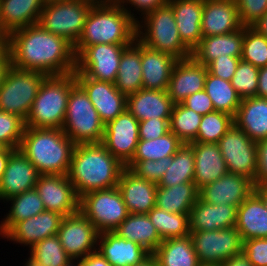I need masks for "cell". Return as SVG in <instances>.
Listing matches in <instances>:
<instances>
[{"label":"cell","mask_w":267,"mask_h":266,"mask_svg":"<svg viewBox=\"0 0 267 266\" xmlns=\"http://www.w3.org/2000/svg\"><path fill=\"white\" fill-rule=\"evenodd\" d=\"M6 49L12 66L18 69L43 72L47 76L75 71L74 46L38 23L12 31L7 36Z\"/></svg>","instance_id":"obj_1"},{"label":"cell","mask_w":267,"mask_h":266,"mask_svg":"<svg viewBox=\"0 0 267 266\" xmlns=\"http://www.w3.org/2000/svg\"><path fill=\"white\" fill-rule=\"evenodd\" d=\"M126 167L102 143L76 144L68 177L77 196L117 187Z\"/></svg>","instance_id":"obj_2"},{"label":"cell","mask_w":267,"mask_h":266,"mask_svg":"<svg viewBox=\"0 0 267 266\" xmlns=\"http://www.w3.org/2000/svg\"><path fill=\"white\" fill-rule=\"evenodd\" d=\"M75 145L62 129L25 127L19 150L40 174L67 175Z\"/></svg>","instance_id":"obj_3"},{"label":"cell","mask_w":267,"mask_h":266,"mask_svg":"<svg viewBox=\"0 0 267 266\" xmlns=\"http://www.w3.org/2000/svg\"><path fill=\"white\" fill-rule=\"evenodd\" d=\"M135 39L136 22L117 2L92 6L74 52L77 56L87 46L131 44Z\"/></svg>","instance_id":"obj_4"},{"label":"cell","mask_w":267,"mask_h":266,"mask_svg":"<svg viewBox=\"0 0 267 266\" xmlns=\"http://www.w3.org/2000/svg\"><path fill=\"white\" fill-rule=\"evenodd\" d=\"M77 83L74 72L66 75L47 76L34 99L26 127L62 129L68 97Z\"/></svg>","instance_id":"obj_5"},{"label":"cell","mask_w":267,"mask_h":266,"mask_svg":"<svg viewBox=\"0 0 267 266\" xmlns=\"http://www.w3.org/2000/svg\"><path fill=\"white\" fill-rule=\"evenodd\" d=\"M136 38L145 46L168 53L178 60L191 57L192 51L182 42L169 3L146 14L136 23Z\"/></svg>","instance_id":"obj_6"},{"label":"cell","mask_w":267,"mask_h":266,"mask_svg":"<svg viewBox=\"0 0 267 266\" xmlns=\"http://www.w3.org/2000/svg\"><path fill=\"white\" fill-rule=\"evenodd\" d=\"M105 124L84 89L76 83L70 91L62 130L75 144L102 143Z\"/></svg>","instance_id":"obj_7"},{"label":"cell","mask_w":267,"mask_h":266,"mask_svg":"<svg viewBox=\"0 0 267 266\" xmlns=\"http://www.w3.org/2000/svg\"><path fill=\"white\" fill-rule=\"evenodd\" d=\"M46 77L43 72L11 65L0 86V110L20 116L25 121Z\"/></svg>","instance_id":"obj_8"},{"label":"cell","mask_w":267,"mask_h":266,"mask_svg":"<svg viewBox=\"0 0 267 266\" xmlns=\"http://www.w3.org/2000/svg\"><path fill=\"white\" fill-rule=\"evenodd\" d=\"M91 8V4L79 0H46L38 24L75 46Z\"/></svg>","instance_id":"obj_9"},{"label":"cell","mask_w":267,"mask_h":266,"mask_svg":"<svg viewBox=\"0 0 267 266\" xmlns=\"http://www.w3.org/2000/svg\"><path fill=\"white\" fill-rule=\"evenodd\" d=\"M79 210L99 233L114 231L129 215L118 187L84 194L80 197Z\"/></svg>","instance_id":"obj_10"},{"label":"cell","mask_w":267,"mask_h":266,"mask_svg":"<svg viewBox=\"0 0 267 266\" xmlns=\"http://www.w3.org/2000/svg\"><path fill=\"white\" fill-rule=\"evenodd\" d=\"M200 264L221 265L243 252V240L235 226L214 231H190Z\"/></svg>","instance_id":"obj_11"},{"label":"cell","mask_w":267,"mask_h":266,"mask_svg":"<svg viewBox=\"0 0 267 266\" xmlns=\"http://www.w3.org/2000/svg\"><path fill=\"white\" fill-rule=\"evenodd\" d=\"M229 173L244 176L253 183L257 170V144L235 124L218 142Z\"/></svg>","instance_id":"obj_12"},{"label":"cell","mask_w":267,"mask_h":266,"mask_svg":"<svg viewBox=\"0 0 267 266\" xmlns=\"http://www.w3.org/2000/svg\"><path fill=\"white\" fill-rule=\"evenodd\" d=\"M130 44H94L76 56L74 74L115 83L122 52Z\"/></svg>","instance_id":"obj_13"},{"label":"cell","mask_w":267,"mask_h":266,"mask_svg":"<svg viewBox=\"0 0 267 266\" xmlns=\"http://www.w3.org/2000/svg\"><path fill=\"white\" fill-rule=\"evenodd\" d=\"M57 235L71 259L82 260L97 251L99 232L80 210L62 219Z\"/></svg>","instance_id":"obj_14"},{"label":"cell","mask_w":267,"mask_h":266,"mask_svg":"<svg viewBox=\"0 0 267 266\" xmlns=\"http://www.w3.org/2000/svg\"><path fill=\"white\" fill-rule=\"evenodd\" d=\"M139 142V121L126 109L104 127L102 144L126 166L133 158Z\"/></svg>","instance_id":"obj_15"},{"label":"cell","mask_w":267,"mask_h":266,"mask_svg":"<svg viewBox=\"0 0 267 266\" xmlns=\"http://www.w3.org/2000/svg\"><path fill=\"white\" fill-rule=\"evenodd\" d=\"M35 189L46 211L69 216L79 211L80 198L68 175L40 174Z\"/></svg>","instance_id":"obj_16"},{"label":"cell","mask_w":267,"mask_h":266,"mask_svg":"<svg viewBox=\"0 0 267 266\" xmlns=\"http://www.w3.org/2000/svg\"><path fill=\"white\" fill-rule=\"evenodd\" d=\"M75 77L104 124L126 110L127 97L116 89L115 83L88 78L84 74H75Z\"/></svg>","instance_id":"obj_17"},{"label":"cell","mask_w":267,"mask_h":266,"mask_svg":"<svg viewBox=\"0 0 267 266\" xmlns=\"http://www.w3.org/2000/svg\"><path fill=\"white\" fill-rule=\"evenodd\" d=\"M39 176L36 167L21 150L15 149L0 180V202L35 188Z\"/></svg>","instance_id":"obj_18"},{"label":"cell","mask_w":267,"mask_h":266,"mask_svg":"<svg viewBox=\"0 0 267 266\" xmlns=\"http://www.w3.org/2000/svg\"><path fill=\"white\" fill-rule=\"evenodd\" d=\"M63 218L56 212L44 211L16 223L2 239L31 248L35 243L57 235Z\"/></svg>","instance_id":"obj_19"},{"label":"cell","mask_w":267,"mask_h":266,"mask_svg":"<svg viewBox=\"0 0 267 266\" xmlns=\"http://www.w3.org/2000/svg\"><path fill=\"white\" fill-rule=\"evenodd\" d=\"M253 191L254 185L250 179L227 172L220 179L199 189V198L211 205L238 207Z\"/></svg>","instance_id":"obj_20"},{"label":"cell","mask_w":267,"mask_h":266,"mask_svg":"<svg viewBox=\"0 0 267 266\" xmlns=\"http://www.w3.org/2000/svg\"><path fill=\"white\" fill-rule=\"evenodd\" d=\"M242 26L235 0H204L202 37L232 33Z\"/></svg>","instance_id":"obj_21"},{"label":"cell","mask_w":267,"mask_h":266,"mask_svg":"<svg viewBox=\"0 0 267 266\" xmlns=\"http://www.w3.org/2000/svg\"><path fill=\"white\" fill-rule=\"evenodd\" d=\"M207 67L192 57L178 60L172 70L167 89L171 100L181 103L188 96L204 90Z\"/></svg>","instance_id":"obj_22"},{"label":"cell","mask_w":267,"mask_h":266,"mask_svg":"<svg viewBox=\"0 0 267 266\" xmlns=\"http://www.w3.org/2000/svg\"><path fill=\"white\" fill-rule=\"evenodd\" d=\"M97 251L112 266H135L150 255L140 244L121 238L114 231L99 233Z\"/></svg>","instance_id":"obj_23"},{"label":"cell","mask_w":267,"mask_h":266,"mask_svg":"<svg viewBox=\"0 0 267 266\" xmlns=\"http://www.w3.org/2000/svg\"><path fill=\"white\" fill-rule=\"evenodd\" d=\"M129 213L147 214L156 204L157 184L137 177L125 168L117 185Z\"/></svg>","instance_id":"obj_24"},{"label":"cell","mask_w":267,"mask_h":266,"mask_svg":"<svg viewBox=\"0 0 267 266\" xmlns=\"http://www.w3.org/2000/svg\"><path fill=\"white\" fill-rule=\"evenodd\" d=\"M174 104L167 90L142 88L127 96L126 109L140 122L151 118H170Z\"/></svg>","instance_id":"obj_25"},{"label":"cell","mask_w":267,"mask_h":266,"mask_svg":"<svg viewBox=\"0 0 267 266\" xmlns=\"http://www.w3.org/2000/svg\"><path fill=\"white\" fill-rule=\"evenodd\" d=\"M195 159V186H203L220 179L228 172L218 143L190 142Z\"/></svg>","instance_id":"obj_26"},{"label":"cell","mask_w":267,"mask_h":266,"mask_svg":"<svg viewBox=\"0 0 267 266\" xmlns=\"http://www.w3.org/2000/svg\"><path fill=\"white\" fill-rule=\"evenodd\" d=\"M237 207L231 205H211L200 198L189 213L190 231H214L236 225Z\"/></svg>","instance_id":"obj_27"},{"label":"cell","mask_w":267,"mask_h":266,"mask_svg":"<svg viewBox=\"0 0 267 266\" xmlns=\"http://www.w3.org/2000/svg\"><path fill=\"white\" fill-rule=\"evenodd\" d=\"M178 59L141 43L142 88L167 90Z\"/></svg>","instance_id":"obj_28"},{"label":"cell","mask_w":267,"mask_h":266,"mask_svg":"<svg viewBox=\"0 0 267 266\" xmlns=\"http://www.w3.org/2000/svg\"><path fill=\"white\" fill-rule=\"evenodd\" d=\"M243 47V26L232 33L202 37L192 50L191 57L198 63L207 66L217 57L241 58Z\"/></svg>","instance_id":"obj_29"},{"label":"cell","mask_w":267,"mask_h":266,"mask_svg":"<svg viewBox=\"0 0 267 266\" xmlns=\"http://www.w3.org/2000/svg\"><path fill=\"white\" fill-rule=\"evenodd\" d=\"M182 42L192 51L202 38L204 0H169Z\"/></svg>","instance_id":"obj_30"},{"label":"cell","mask_w":267,"mask_h":266,"mask_svg":"<svg viewBox=\"0 0 267 266\" xmlns=\"http://www.w3.org/2000/svg\"><path fill=\"white\" fill-rule=\"evenodd\" d=\"M235 227L243 241L267 238V208L255 191L237 207Z\"/></svg>","instance_id":"obj_31"},{"label":"cell","mask_w":267,"mask_h":266,"mask_svg":"<svg viewBox=\"0 0 267 266\" xmlns=\"http://www.w3.org/2000/svg\"><path fill=\"white\" fill-rule=\"evenodd\" d=\"M46 0H0V27L8 36L12 31L39 22Z\"/></svg>","instance_id":"obj_32"},{"label":"cell","mask_w":267,"mask_h":266,"mask_svg":"<svg viewBox=\"0 0 267 266\" xmlns=\"http://www.w3.org/2000/svg\"><path fill=\"white\" fill-rule=\"evenodd\" d=\"M234 124L255 142L267 139V98L241 99Z\"/></svg>","instance_id":"obj_33"},{"label":"cell","mask_w":267,"mask_h":266,"mask_svg":"<svg viewBox=\"0 0 267 266\" xmlns=\"http://www.w3.org/2000/svg\"><path fill=\"white\" fill-rule=\"evenodd\" d=\"M115 87L126 97L142 89L141 42L137 38L122 52Z\"/></svg>","instance_id":"obj_34"},{"label":"cell","mask_w":267,"mask_h":266,"mask_svg":"<svg viewBox=\"0 0 267 266\" xmlns=\"http://www.w3.org/2000/svg\"><path fill=\"white\" fill-rule=\"evenodd\" d=\"M121 238L140 244L152 254L162 242L147 214H132L114 230Z\"/></svg>","instance_id":"obj_35"},{"label":"cell","mask_w":267,"mask_h":266,"mask_svg":"<svg viewBox=\"0 0 267 266\" xmlns=\"http://www.w3.org/2000/svg\"><path fill=\"white\" fill-rule=\"evenodd\" d=\"M157 266H199L190 235L163 240L152 253Z\"/></svg>","instance_id":"obj_36"},{"label":"cell","mask_w":267,"mask_h":266,"mask_svg":"<svg viewBox=\"0 0 267 266\" xmlns=\"http://www.w3.org/2000/svg\"><path fill=\"white\" fill-rule=\"evenodd\" d=\"M198 198L199 189L194 182L182 183L171 187L157 186L155 206L174 214L189 215Z\"/></svg>","instance_id":"obj_37"},{"label":"cell","mask_w":267,"mask_h":266,"mask_svg":"<svg viewBox=\"0 0 267 266\" xmlns=\"http://www.w3.org/2000/svg\"><path fill=\"white\" fill-rule=\"evenodd\" d=\"M4 203L11 204L8 213L0 221L2 238L16 223L46 211L44 203L35 188L9 198Z\"/></svg>","instance_id":"obj_38"},{"label":"cell","mask_w":267,"mask_h":266,"mask_svg":"<svg viewBox=\"0 0 267 266\" xmlns=\"http://www.w3.org/2000/svg\"><path fill=\"white\" fill-rule=\"evenodd\" d=\"M195 159L193 148L184 144L173 155L172 164L166 170L157 186L171 187L182 183L193 182Z\"/></svg>","instance_id":"obj_39"},{"label":"cell","mask_w":267,"mask_h":266,"mask_svg":"<svg viewBox=\"0 0 267 266\" xmlns=\"http://www.w3.org/2000/svg\"><path fill=\"white\" fill-rule=\"evenodd\" d=\"M204 90L212 100L216 111L235 116L241 103V98L230 81L223 80L207 72Z\"/></svg>","instance_id":"obj_40"},{"label":"cell","mask_w":267,"mask_h":266,"mask_svg":"<svg viewBox=\"0 0 267 266\" xmlns=\"http://www.w3.org/2000/svg\"><path fill=\"white\" fill-rule=\"evenodd\" d=\"M147 215L162 241L190 235L189 215L187 214H174L155 206Z\"/></svg>","instance_id":"obj_41"},{"label":"cell","mask_w":267,"mask_h":266,"mask_svg":"<svg viewBox=\"0 0 267 266\" xmlns=\"http://www.w3.org/2000/svg\"><path fill=\"white\" fill-rule=\"evenodd\" d=\"M182 145L183 142L171 131L153 140H139L132 160H161L173 156Z\"/></svg>","instance_id":"obj_42"},{"label":"cell","mask_w":267,"mask_h":266,"mask_svg":"<svg viewBox=\"0 0 267 266\" xmlns=\"http://www.w3.org/2000/svg\"><path fill=\"white\" fill-rule=\"evenodd\" d=\"M201 119L202 115L185 107L182 103H176L169 120L170 131L184 144H189L197 137Z\"/></svg>","instance_id":"obj_43"},{"label":"cell","mask_w":267,"mask_h":266,"mask_svg":"<svg viewBox=\"0 0 267 266\" xmlns=\"http://www.w3.org/2000/svg\"><path fill=\"white\" fill-rule=\"evenodd\" d=\"M234 124V117L221 111H212L202 116L197 137L193 142L218 143Z\"/></svg>","instance_id":"obj_44"},{"label":"cell","mask_w":267,"mask_h":266,"mask_svg":"<svg viewBox=\"0 0 267 266\" xmlns=\"http://www.w3.org/2000/svg\"><path fill=\"white\" fill-rule=\"evenodd\" d=\"M241 60L257 68L267 66V38L250 26H243V47Z\"/></svg>","instance_id":"obj_45"},{"label":"cell","mask_w":267,"mask_h":266,"mask_svg":"<svg viewBox=\"0 0 267 266\" xmlns=\"http://www.w3.org/2000/svg\"><path fill=\"white\" fill-rule=\"evenodd\" d=\"M28 250L43 266H63L71 259L63 249L58 235L35 243Z\"/></svg>","instance_id":"obj_46"},{"label":"cell","mask_w":267,"mask_h":266,"mask_svg":"<svg viewBox=\"0 0 267 266\" xmlns=\"http://www.w3.org/2000/svg\"><path fill=\"white\" fill-rule=\"evenodd\" d=\"M258 75L259 68L240 60L230 82L241 99L256 96Z\"/></svg>","instance_id":"obj_47"},{"label":"cell","mask_w":267,"mask_h":266,"mask_svg":"<svg viewBox=\"0 0 267 266\" xmlns=\"http://www.w3.org/2000/svg\"><path fill=\"white\" fill-rule=\"evenodd\" d=\"M25 121L17 115L0 110V143L10 149H19Z\"/></svg>","instance_id":"obj_48"},{"label":"cell","mask_w":267,"mask_h":266,"mask_svg":"<svg viewBox=\"0 0 267 266\" xmlns=\"http://www.w3.org/2000/svg\"><path fill=\"white\" fill-rule=\"evenodd\" d=\"M173 156L162 158L161 160H131L125 167L133 172L137 177L158 184L172 164Z\"/></svg>","instance_id":"obj_49"},{"label":"cell","mask_w":267,"mask_h":266,"mask_svg":"<svg viewBox=\"0 0 267 266\" xmlns=\"http://www.w3.org/2000/svg\"><path fill=\"white\" fill-rule=\"evenodd\" d=\"M243 26H250L267 12V0H235Z\"/></svg>","instance_id":"obj_50"},{"label":"cell","mask_w":267,"mask_h":266,"mask_svg":"<svg viewBox=\"0 0 267 266\" xmlns=\"http://www.w3.org/2000/svg\"><path fill=\"white\" fill-rule=\"evenodd\" d=\"M243 252L253 266H267V238L244 240Z\"/></svg>","instance_id":"obj_51"},{"label":"cell","mask_w":267,"mask_h":266,"mask_svg":"<svg viewBox=\"0 0 267 266\" xmlns=\"http://www.w3.org/2000/svg\"><path fill=\"white\" fill-rule=\"evenodd\" d=\"M170 118H151L139 122V140H153L170 132Z\"/></svg>","instance_id":"obj_52"},{"label":"cell","mask_w":267,"mask_h":266,"mask_svg":"<svg viewBox=\"0 0 267 266\" xmlns=\"http://www.w3.org/2000/svg\"><path fill=\"white\" fill-rule=\"evenodd\" d=\"M168 1L169 0H119L117 3L137 23L140 20V18H143L146 14L154 11L156 8H158V7L162 6V5H165L166 3H168ZM130 5H131V7H130ZM134 11H137L138 15H140V16L138 17L137 13L134 14ZM135 17H137V18H135Z\"/></svg>","instance_id":"obj_53"},{"label":"cell","mask_w":267,"mask_h":266,"mask_svg":"<svg viewBox=\"0 0 267 266\" xmlns=\"http://www.w3.org/2000/svg\"><path fill=\"white\" fill-rule=\"evenodd\" d=\"M240 60L241 58L228 55L226 57H217L206 66L207 71L223 80L231 81Z\"/></svg>","instance_id":"obj_54"},{"label":"cell","mask_w":267,"mask_h":266,"mask_svg":"<svg viewBox=\"0 0 267 266\" xmlns=\"http://www.w3.org/2000/svg\"><path fill=\"white\" fill-rule=\"evenodd\" d=\"M185 107L195 111L200 115H205L215 111L212 100L205 90L196 92L181 102Z\"/></svg>","instance_id":"obj_55"},{"label":"cell","mask_w":267,"mask_h":266,"mask_svg":"<svg viewBox=\"0 0 267 266\" xmlns=\"http://www.w3.org/2000/svg\"><path fill=\"white\" fill-rule=\"evenodd\" d=\"M257 144V170L254 187L267 185V139L256 142Z\"/></svg>","instance_id":"obj_56"},{"label":"cell","mask_w":267,"mask_h":266,"mask_svg":"<svg viewBox=\"0 0 267 266\" xmlns=\"http://www.w3.org/2000/svg\"><path fill=\"white\" fill-rule=\"evenodd\" d=\"M79 266H112L98 251L92 252L82 260Z\"/></svg>","instance_id":"obj_57"},{"label":"cell","mask_w":267,"mask_h":266,"mask_svg":"<svg viewBox=\"0 0 267 266\" xmlns=\"http://www.w3.org/2000/svg\"><path fill=\"white\" fill-rule=\"evenodd\" d=\"M256 96L267 98V66L259 68Z\"/></svg>","instance_id":"obj_58"},{"label":"cell","mask_w":267,"mask_h":266,"mask_svg":"<svg viewBox=\"0 0 267 266\" xmlns=\"http://www.w3.org/2000/svg\"><path fill=\"white\" fill-rule=\"evenodd\" d=\"M221 266H253L244 252L234 255L224 261Z\"/></svg>","instance_id":"obj_59"},{"label":"cell","mask_w":267,"mask_h":266,"mask_svg":"<svg viewBox=\"0 0 267 266\" xmlns=\"http://www.w3.org/2000/svg\"><path fill=\"white\" fill-rule=\"evenodd\" d=\"M11 55L6 49L1 55H0V86L2 82L4 81V78L6 76V73L8 69L11 67Z\"/></svg>","instance_id":"obj_60"},{"label":"cell","mask_w":267,"mask_h":266,"mask_svg":"<svg viewBox=\"0 0 267 266\" xmlns=\"http://www.w3.org/2000/svg\"><path fill=\"white\" fill-rule=\"evenodd\" d=\"M258 34H262L267 38V12L250 25Z\"/></svg>","instance_id":"obj_61"},{"label":"cell","mask_w":267,"mask_h":266,"mask_svg":"<svg viewBox=\"0 0 267 266\" xmlns=\"http://www.w3.org/2000/svg\"><path fill=\"white\" fill-rule=\"evenodd\" d=\"M15 149H10V148H6L4 147L1 151H0V180L4 174V171L6 169V164L7 161L9 159V156L11 155V153L14 151Z\"/></svg>","instance_id":"obj_62"},{"label":"cell","mask_w":267,"mask_h":266,"mask_svg":"<svg viewBox=\"0 0 267 266\" xmlns=\"http://www.w3.org/2000/svg\"><path fill=\"white\" fill-rule=\"evenodd\" d=\"M254 191L262 198L267 208V185H260V186L254 187Z\"/></svg>","instance_id":"obj_63"},{"label":"cell","mask_w":267,"mask_h":266,"mask_svg":"<svg viewBox=\"0 0 267 266\" xmlns=\"http://www.w3.org/2000/svg\"><path fill=\"white\" fill-rule=\"evenodd\" d=\"M79 1L91 4L92 6H103L115 2L114 0H79Z\"/></svg>","instance_id":"obj_64"},{"label":"cell","mask_w":267,"mask_h":266,"mask_svg":"<svg viewBox=\"0 0 267 266\" xmlns=\"http://www.w3.org/2000/svg\"><path fill=\"white\" fill-rule=\"evenodd\" d=\"M25 263H23V266H43L41 265V263L39 262V260L37 258H35L31 253H29V257L28 259L26 258Z\"/></svg>","instance_id":"obj_65"},{"label":"cell","mask_w":267,"mask_h":266,"mask_svg":"<svg viewBox=\"0 0 267 266\" xmlns=\"http://www.w3.org/2000/svg\"><path fill=\"white\" fill-rule=\"evenodd\" d=\"M135 266H157V264L154 256L150 254L145 260Z\"/></svg>","instance_id":"obj_66"},{"label":"cell","mask_w":267,"mask_h":266,"mask_svg":"<svg viewBox=\"0 0 267 266\" xmlns=\"http://www.w3.org/2000/svg\"><path fill=\"white\" fill-rule=\"evenodd\" d=\"M7 35H0V55L6 50Z\"/></svg>","instance_id":"obj_67"},{"label":"cell","mask_w":267,"mask_h":266,"mask_svg":"<svg viewBox=\"0 0 267 266\" xmlns=\"http://www.w3.org/2000/svg\"><path fill=\"white\" fill-rule=\"evenodd\" d=\"M63 266H79V259H70Z\"/></svg>","instance_id":"obj_68"},{"label":"cell","mask_w":267,"mask_h":266,"mask_svg":"<svg viewBox=\"0 0 267 266\" xmlns=\"http://www.w3.org/2000/svg\"><path fill=\"white\" fill-rule=\"evenodd\" d=\"M199 266H221L218 264H200Z\"/></svg>","instance_id":"obj_69"},{"label":"cell","mask_w":267,"mask_h":266,"mask_svg":"<svg viewBox=\"0 0 267 266\" xmlns=\"http://www.w3.org/2000/svg\"><path fill=\"white\" fill-rule=\"evenodd\" d=\"M0 35H6V34L1 30V27H0Z\"/></svg>","instance_id":"obj_70"},{"label":"cell","mask_w":267,"mask_h":266,"mask_svg":"<svg viewBox=\"0 0 267 266\" xmlns=\"http://www.w3.org/2000/svg\"><path fill=\"white\" fill-rule=\"evenodd\" d=\"M4 148V146L0 143V151Z\"/></svg>","instance_id":"obj_71"}]
</instances>
